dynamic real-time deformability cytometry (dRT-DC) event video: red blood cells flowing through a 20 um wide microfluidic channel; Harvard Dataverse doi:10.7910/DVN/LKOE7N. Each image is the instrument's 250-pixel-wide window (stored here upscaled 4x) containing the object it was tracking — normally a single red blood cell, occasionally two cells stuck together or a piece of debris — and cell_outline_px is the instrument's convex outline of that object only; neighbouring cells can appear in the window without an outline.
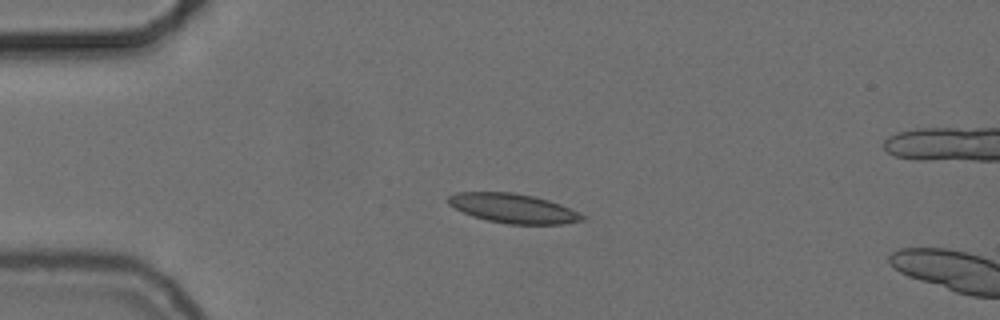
{"species": "common noctule bat (a hibernating species)", "species_latin": "Nyctalus noctula", "temperature_condition": "cold", "stored_images_in_passage": 8, "camera_frame_rate_fps": 3000, "um_per_image_px": 0.085, "animal": {"sex": "female", "body_mass_g": 24.6, "forearm_length_mm": 56.2}, "frame": {"image": 1, "passage_image": 4, "time_ms": 1.0, "image_size_px": [1000, 320], "cell_outline_px": [[588, 216], [584, 220], [560, 224], [508, 224], [488, 220], [472, 216], [448, 204], [448, 196], [456, 192], [512, 192], [532, 196], [548, 200], [560, 204]], "centroid_in_image_um": [43.64, 17.71], "position_along_channel_um": 41.4, "area_um2": 22.83}}